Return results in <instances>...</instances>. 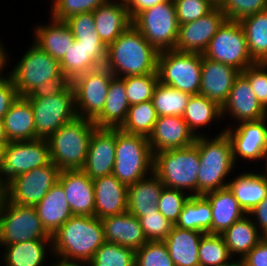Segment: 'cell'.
<instances>
[{
  "mask_svg": "<svg viewBox=\"0 0 267 266\" xmlns=\"http://www.w3.org/2000/svg\"><path fill=\"white\" fill-rule=\"evenodd\" d=\"M159 52L130 25L107 47L104 66L115 77L137 76L157 73Z\"/></svg>",
  "mask_w": 267,
  "mask_h": 266,
  "instance_id": "obj_1",
  "label": "cell"
},
{
  "mask_svg": "<svg viewBox=\"0 0 267 266\" xmlns=\"http://www.w3.org/2000/svg\"><path fill=\"white\" fill-rule=\"evenodd\" d=\"M104 242L101 219L73 215L52 235V256L89 262Z\"/></svg>",
  "mask_w": 267,
  "mask_h": 266,
  "instance_id": "obj_2",
  "label": "cell"
},
{
  "mask_svg": "<svg viewBox=\"0 0 267 266\" xmlns=\"http://www.w3.org/2000/svg\"><path fill=\"white\" fill-rule=\"evenodd\" d=\"M221 131V132H220ZM215 136L200 135L196 137L200 166L198 177V195L228 186L227 177L235 172L232 144L230 138L221 128ZM233 171V172H232Z\"/></svg>",
  "mask_w": 267,
  "mask_h": 266,
  "instance_id": "obj_3",
  "label": "cell"
},
{
  "mask_svg": "<svg viewBox=\"0 0 267 266\" xmlns=\"http://www.w3.org/2000/svg\"><path fill=\"white\" fill-rule=\"evenodd\" d=\"M96 128L91 119L80 117L62 125L47 139L51 162L60 171L82 170L87 158L89 141Z\"/></svg>",
  "mask_w": 267,
  "mask_h": 266,
  "instance_id": "obj_4",
  "label": "cell"
},
{
  "mask_svg": "<svg viewBox=\"0 0 267 266\" xmlns=\"http://www.w3.org/2000/svg\"><path fill=\"white\" fill-rule=\"evenodd\" d=\"M200 159L196 144L154 154L153 172L164 187L198 195Z\"/></svg>",
  "mask_w": 267,
  "mask_h": 266,
  "instance_id": "obj_5",
  "label": "cell"
},
{
  "mask_svg": "<svg viewBox=\"0 0 267 266\" xmlns=\"http://www.w3.org/2000/svg\"><path fill=\"white\" fill-rule=\"evenodd\" d=\"M154 155L147 137L116 129L112 174L127 187L153 172Z\"/></svg>",
  "mask_w": 267,
  "mask_h": 266,
  "instance_id": "obj_6",
  "label": "cell"
},
{
  "mask_svg": "<svg viewBox=\"0 0 267 266\" xmlns=\"http://www.w3.org/2000/svg\"><path fill=\"white\" fill-rule=\"evenodd\" d=\"M52 236L42 226L35 206H23L8 201L0 193V248L28 240Z\"/></svg>",
  "mask_w": 267,
  "mask_h": 266,
  "instance_id": "obj_7",
  "label": "cell"
},
{
  "mask_svg": "<svg viewBox=\"0 0 267 266\" xmlns=\"http://www.w3.org/2000/svg\"><path fill=\"white\" fill-rule=\"evenodd\" d=\"M202 54L168 50L159 52V82L190 95H198L201 84Z\"/></svg>",
  "mask_w": 267,
  "mask_h": 266,
  "instance_id": "obj_8",
  "label": "cell"
},
{
  "mask_svg": "<svg viewBox=\"0 0 267 266\" xmlns=\"http://www.w3.org/2000/svg\"><path fill=\"white\" fill-rule=\"evenodd\" d=\"M132 25L158 52L175 48L179 24L173 0L142 10L132 19Z\"/></svg>",
  "mask_w": 267,
  "mask_h": 266,
  "instance_id": "obj_9",
  "label": "cell"
},
{
  "mask_svg": "<svg viewBox=\"0 0 267 266\" xmlns=\"http://www.w3.org/2000/svg\"><path fill=\"white\" fill-rule=\"evenodd\" d=\"M6 74L14 82L19 96H28L35 88L61 74L60 63L34 42Z\"/></svg>",
  "mask_w": 267,
  "mask_h": 266,
  "instance_id": "obj_10",
  "label": "cell"
},
{
  "mask_svg": "<svg viewBox=\"0 0 267 266\" xmlns=\"http://www.w3.org/2000/svg\"><path fill=\"white\" fill-rule=\"evenodd\" d=\"M202 55L240 72L256 63L249 54L244 30L236 20L226 19L222 23Z\"/></svg>",
  "mask_w": 267,
  "mask_h": 266,
  "instance_id": "obj_11",
  "label": "cell"
},
{
  "mask_svg": "<svg viewBox=\"0 0 267 266\" xmlns=\"http://www.w3.org/2000/svg\"><path fill=\"white\" fill-rule=\"evenodd\" d=\"M35 123V139H48L62 125L76 119L75 95L70 84L62 93L46 98H27Z\"/></svg>",
  "mask_w": 267,
  "mask_h": 266,
  "instance_id": "obj_12",
  "label": "cell"
},
{
  "mask_svg": "<svg viewBox=\"0 0 267 266\" xmlns=\"http://www.w3.org/2000/svg\"><path fill=\"white\" fill-rule=\"evenodd\" d=\"M50 162L46 139L8 142L0 168V190L16 176L43 167Z\"/></svg>",
  "mask_w": 267,
  "mask_h": 266,
  "instance_id": "obj_13",
  "label": "cell"
},
{
  "mask_svg": "<svg viewBox=\"0 0 267 266\" xmlns=\"http://www.w3.org/2000/svg\"><path fill=\"white\" fill-rule=\"evenodd\" d=\"M60 170L53 163L35 168L10 180L1 194L13 203L36 206L51 187L58 182Z\"/></svg>",
  "mask_w": 267,
  "mask_h": 266,
  "instance_id": "obj_14",
  "label": "cell"
},
{
  "mask_svg": "<svg viewBox=\"0 0 267 266\" xmlns=\"http://www.w3.org/2000/svg\"><path fill=\"white\" fill-rule=\"evenodd\" d=\"M113 77L114 75L103 66L87 71L71 81L78 117L93 120L102 111Z\"/></svg>",
  "mask_w": 267,
  "mask_h": 266,
  "instance_id": "obj_15",
  "label": "cell"
},
{
  "mask_svg": "<svg viewBox=\"0 0 267 266\" xmlns=\"http://www.w3.org/2000/svg\"><path fill=\"white\" fill-rule=\"evenodd\" d=\"M237 125V126H236ZM226 125L225 132L232 144L233 160L261 161L267 159V117L257 121H244ZM240 158V159H239ZM239 160V161H238Z\"/></svg>",
  "mask_w": 267,
  "mask_h": 266,
  "instance_id": "obj_16",
  "label": "cell"
},
{
  "mask_svg": "<svg viewBox=\"0 0 267 266\" xmlns=\"http://www.w3.org/2000/svg\"><path fill=\"white\" fill-rule=\"evenodd\" d=\"M72 46L59 61L61 73L70 81L87 71L103 67L107 47L99 35L74 37Z\"/></svg>",
  "mask_w": 267,
  "mask_h": 266,
  "instance_id": "obj_17",
  "label": "cell"
},
{
  "mask_svg": "<svg viewBox=\"0 0 267 266\" xmlns=\"http://www.w3.org/2000/svg\"><path fill=\"white\" fill-rule=\"evenodd\" d=\"M225 20L226 16L223 11L219 7H215L207 15L197 20L179 24L174 50L202 54Z\"/></svg>",
  "mask_w": 267,
  "mask_h": 266,
  "instance_id": "obj_18",
  "label": "cell"
},
{
  "mask_svg": "<svg viewBox=\"0 0 267 266\" xmlns=\"http://www.w3.org/2000/svg\"><path fill=\"white\" fill-rule=\"evenodd\" d=\"M222 119L229 116L235 125L244 121H257L267 117V110L257 100L248 79L240 72L233 83L225 104L221 107ZM236 122V123H235Z\"/></svg>",
  "mask_w": 267,
  "mask_h": 266,
  "instance_id": "obj_19",
  "label": "cell"
},
{
  "mask_svg": "<svg viewBox=\"0 0 267 266\" xmlns=\"http://www.w3.org/2000/svg\"><path fill=\"white\" fill-rule=\"evenodd\" d=\"M116 129L96 128L90 138L82 171L90 178L111 175L115 163Z\"/></svg>",
  "mask_w": 267,
  "mask_h": 266,
  "instance_id": "obj_20",
  "label": "cell"
},
{
  "mask_svg": "<svg viewBox=\"0 0 267 266\" xmlns=\"http://www.w3.org/2000/svg\"><path fill=\"white\" fill-rule=\"evenodd\" d=\"M58 182L62 185L73 215L95 216L93 179L82 170L60 171Z\"/></svg>",
  "mask_w": 267,
  "mask_h": 266,
  "instance_id": "obj_21",
  "label": "cell"
},
{
  "mask_svg": "<svg viewBox=\"0 0 267 266\" xmlns=\"http://www.w3.org/2000/svg\"><path fill=\"white\" fill-rule=\"evenodd\" d=\"M240 74L236 68L205 58L202 55L201 84L199 94L222 107Z\"/></svg>",
  "mask_w": 267,
  "mask_h": 266,
  "instance_id": "obj_22",
  "label": "cell"
},
{
  "mask_svg": "<svg viewBox=\"0 0 267 266\" xmlns=\"http://www.w3.org/2000/svg\"><path fill=\"white\" fill-rule=\"evenodd\" d=\"M195 140L196 136L181 116H159L153 132L148 137L153 155L165 150L190 146Z\"/></svg>",
  "mask_w": 267,
  "mask_h": 266,
  "instance_id": "obj_23",
  "label": "cell"
},
{
  "mask_svg": "<svg viewBox=\"0 0 267 266\" xmlns=\"http://www.w3.org/2000/svg\"><path fill=\"white\" fill-rule=\"evenodd\" d=\"M93 16L95 30L106 47L132 24L125 0H109L95 9Z\"/></svg>",
  "mask_w": 267,
  "mask_h": 266,
  "instance_id": "obj_24",
  "label": "cell"
},
{
  "mask_svg": "<svg viewBox=\"0 0 267 266\" xmlns=\"http://www.w3.org/2000/svg\"><path fill=\"white\" fill-rule=\"evenodd\" d=\"M95 217L107 216L127 211V189L113 174L93 179Z\"/></svg>",
  "mask_w": 267,
  "mask_h": 266,
  "instance_id": "obj_25",
  "label": "cell"
},
{
  "mask_svg": "<svg viewBox=\"0 0 267 266\" xmlns=\"http://www.w3.org/2000/svg\"><path fill=\"white\" fill-rule=\"evenodd\" d=\"M101 221L106 242L129 247L134 251L147 242L139 219L128 211L104 217Z\"/></svg>",
  "mask_w": 267,
  "mask_h": 266,
  "instance_id": "obj_26",
  "label": "cell"
},
{
  "mask_svg": "<svg viewBox=\"0 0 267 266\" xmlns=\"http://www.w3.org/2000/svg\"><path fill=\"white\" fill-rule=\"evenodd\" d=\"M47 25L38 24L32 33L33 42L54 59L60 61L72 46L75 38L65 21L50 18Z\"/></svg>",
  "mask_w": 267,
  "mask_h": 266,
  "instance_id": "obj_27",
  "label": "cell"
},
{
  "mask_svg": "<svg viewBox=\"0 0 267 266\" xmlns=\"http://www.w3.org/2000/svg\"><path fill=\"white\" fill-rule=\"evenodd\" d=\"M212 208L211 234H222L247 213L227 187L204 195Z\"/></svg>",
  "mask_w": 267,
  "mask_h": 266,
  "instance_id": "obj_28",
  "label": "cell"
},
{
  "mask_svg": "<svg viewBox=\"0 0 267 266\" xmlns=\"http://www.w3.org/2000/svg\"><path fill=\"white\" fill-rule=\"evenodd\" d=\"M2 247L4 253L1 254V264L4 266H45L46 258L49 257L47 254L53 255L52 238L28 240Z\"/></svg>",
  "mask_w": 267,
  "mask_h": 266,
  "instance_id": "obj_29",
  "label": "cell"
},
{
  "mask_svg": "<svg viewBox=\"0 0 267 266\" xmlns=\"http://www.w3.org/2000/svg\"><path fill=\"white\" fill-rule=\"evenodd\" d=\"M129 107L124 80L114 76L108 87L104 107L92 121L97 128L119 129L126 119Z\"/></svg>",
  "mask_w": 267,
  "mask_h": 266,
  "instance_id": "obj_30",
  "label": "cell"
},
{
  "mask_svg": "<svg viewBox=\"0 0 267 266\" xmlns=\"http://www.w3.org/2000/svg\"><path fill=\"white\" fill-rule=\"evenodd\" d=\"M35 209L42 226L51 236L73 216L64 189L59 182L51 187Z\"/></svg>",
  "mask_w": 267,
  "mask_h": 266,
  "instance_id": "obj_31",
  "label": "cell"
},
{
  "mask_svg": "<svg viewBox=\"0 0 267 266\" xmlns=\"http://www.w3.org/2000/svg\"><path fill=\"white\" fill-rule=\"evenodd\" d=\"M260 172H242L228 183V188L247 214L267 196V174L264 170Z\"/></svg>",
  "mask_w": 267,
  "mask_h": 266,
  "instance_id": "obj_32",
  "label": "cell"
},
{
  "mask_svg": "<svg viewBox=\"0 0 267 266\" xmlns=\"http://www.w3.org/2000/svg\"><path fill=\"white\" fill-rule=\"evenodd\" d=\"M2 121L8 142L35 139L32 105L26 97L18 96Z\"/></svg>",
  "mask_w": 267,
  "mask_h": 266,
  "instance_id": "obj_33",
  "label": "cell"
},
{
  "mask_svg": "<svg viewBox=\"0 0 267 266\" xmlns=\"http://www.w3.org/2000/svg\"><path fill=\"white\" fill-rule=\"evenodd\" d=\"M203 234L173 226L164 243L175 266H200L198 250Z\"/></svg>",
  "mask_w": 267,
  "mask_h": 266,
  "instance_id": "obj_34",
  "label": "cell"
},
{
  "mask_svg": "<svg viewBox=\"0 0 267 266\" xmlns=\"http://www.w3.org/2000/svg\"><path fill=\"white\" fill-rule=\"evenodd\" d=\"M163 187L154 172L128 186L127 211L137 218L144 216V212L154 211Z\"/></svg>",
  "mask_w": 267,
  "mask_h": 266,
  "instance_id": "obj_35",
  "label": "cell"
},
{
  "mask_svg": "<svg viewBox=\"0 0 267 266\" xmlns=\"http://www.w3.org/2000/svg\"><path fill=\"white\" fill-rule=\"evenodd\" d=\"M221 235L233 258L236 255L237 258H243L264 238L248 214L236 221Z\"/></svg>",
  "mask_w": 267,
  "mask_h": 266,
  "instance_id": "obj_36",
  "label": "cell"
},
{
  "mask_svg": "<svg viewBox=\"0 0 267 266\" xmlns=\"http://www.w3.org/2000/svg\"><path fill=\"white\" fill-rule=\"evenodd\" d=\"M182 118L197 137L204 135V132L200 133L198 130L210 126L213 121L220 122L222 111L215 101L200 94L191 95Z\"/></svg>",
  "mask_w": 267,
  "mask_h": 266,
  "instance_id": "obj_37",
  "label": "cell"
},
{
  "mask_svg": "<svg viewBox=\"0 0 267 266\" xmlns=\"http://www.w3.org/2000/svg\"><path fill=\"white\" fill-rule=\"evenodd\" d=\"M212 208L204 195L190 196L174 226L211 234Z\"/></svg>",
  "mask_w": 267,
  "mask_h": 266,
  "instance_id": "obj_38",
  "label": "cell"
},
{
  "mask_svg": "<svg viewBox=\"0 0 267 266\" xmlns=\"http://www.w3.org/2000/svg\"><path fill=\"white\" fill-rule=\"evenodd\" d=\"M239 22L252 59L259 63L267 61V10L243 17Z\"/></svg>",
  "mask_w": 267,
  "mask_h": 266,
  "instance_id": "obj_39",
  "label": "cell"
},
{
  "mask_svg": "<svg viewBox=\"0 0 267 266\" xmlns=\"http://www.w3.org/2000/svg\"><path fill=\"white\" fill-rule=\"evenodd\" d=\"M191 95L174 87L158 82L152 103L157 116H183Z\"/></svg>",
  "mask_w": 267,
  "mask_h": 266,
  "instance_id": "obj_40",
  "label": "cell"
},
{
  "mask_svg": "<svg viewBox=\"0 0 267 266\" xmlns=\"http://www.w3.org/2000/svg\"><path fill=\"white\" fill-rule=\"evenodd\" d=\"M157 118L152 100L135 104L129 107L126 119L119 129L148 138L153 132Z\"/></svg>",
  "mask_w": 267,
  "mask_h": 266,
  "instance_id": "obj_41",
  "label": "cell"
},
{
  "mask_svg": "<svg viewBox=\"0 0 267 266\" xmlns=\"http://www.w3.org/2000/svg\"><path fill=\"white\" fill-rule=\"evenodd\" d=\"M198 256L200 266H222L233 258L222 235L210 233L202 235Z\"/></svg>",
  "mask_w": 267,
  "mask_h": 266,
  "instance_id": "obj_42",
  "label": "cell"
},
{
  "mask_svg": "<svg viewBox=\"0 0 267 266\" xmlns=\"http://www.w3.org/2000/svg\"><path fill=\"white\" fill-rule=\"evenodd\" d=\"M135 251L129 247L104 242L89 261L90 266H135Z\"/></svg>",
  "mask_w": 267,
  "mask_h": 266,
  "instance_id": "obj_43",
  "label": "cell"
},
{
  "mask_svg": "<svg viewBox=\"0 0 267 266\" xmlns=\"http://www.w3.org/2000/svg\"><path fill=\"white\" fill-rule=\"evenodd\" d=\"M130 106L152 100L158 73L122 77Z\"/></svg>",
  "mask_w": 267,
  "mask_h": 266,
  "instance_id": "obj_44",
  "label": "cell"
},
{
  "mask_svg": "<svg viewBox=\"0 0 267 266\" xmlns=\"http://www.w3.org/2000/svg\"><path fill=\"white\" fill-rule=\"evenodd\" d=\"M135 266H175L164 241H147L135 251Z\"/></svg>",
  "mask_w": 267,
  "mask_h": 266,
  "instance_id": "obj_45",
  "label": "cell"
},
{
  "mask_svg": "<svg viewBox=\"0 0 267 266\" xmlns=\"http://www.w3.org/2000/svg\"><path fill=\"white\" fill-rule=\"evenodd\" d=\"M109 0H52L50 17L65 21L69 17L93 12L100 5L105 4Z\"/></svg>",
  "mask_w": 267,
  "mask_h": 266,
  "instance_id": "obj_46",
  "label": "cell"
},
{
  "mask_svg": "<svg viewBox=\"0 0 267 266\" xmlns=\"http://www.w3.org/2000/svg\"><path fill=\"white\" fill-rule=\"evenodd\" d=\"M189 197L190 195L185 191L163 187L157 205L158 210L167 220L175 225Z\"/></svg>",
  "mask_w": 267,
  "mask_h": 266,
  "instance_id": "obj_47",
  "label": "cell"
},
{
  "mask_svg": "<svg viewBox=\"0 0 267 266\" xmlns=\"http://www.w3.org/2000/svg\"><path fill=\"white\" fill-rule=\"evenodd\" d=\"M147 241H164L171 232L174 224L167 220L158 210L144 212L138 217Z\"/></svg>",
  "mask_w": 267,
  "mask_h": 266,
  "instance_id": "obj_48",
  "label": "cell"
},
{
  "mask_svg": "<svg viewBox=\"0 0 267 266\" xmlns=\"http://www.w3.org/2000/svg\"><path fill=\"white\" fill-rule=\"evenodd\" d=\"M228 20L241 18L267 10V0H224L219 6Z\"/></svg>",
  "mask_w": 267,
  "mask_h": 266,
  "instance_id": "obj_49",
  "label": "cell"
},
{
  "mask_svg": "<svg viewBox=\"0 0 267 266\" xmlns=\"http://www.w3.org/2000/svg\"><path fill=\"white\" fill-rule=\"evenodd\" d=\"M173 2L178 24L197 20L215 8L209 0H173Z\"/></svg>",
  "mask_w": 267,
  "mask_h": 266,
  "instance_id": "obj_50",
  "label": "cell"
},
{
  "mask_svg": "<svg viewBox=\"0 0 267 266\" xmlns=\"http://www.w3.org/2000/svg\"><path fill=\"white\" fill-rule=\"evenodd\" d=\"M241 73L248 79L257 100L267 110V67L256 62Z\"/></svg>",
  "mask_w": 267,
  "mask_h": 266,
  "instance_id": "obj_51",
  "label": "cell"
},
{
  "mask_svg": "<svg viewBox=\"0 0 267 266\" xmlns=\"http://www.w3.org/2000/svg\"><path fill=\"white\" fill-rule=\"evenodd\" d=\"M74 37L99 35L95 30L93 12L76 14L65 20Z\"/></svg>",
  "mask_w": 267,
  "mask_h": 266,
  "instance_id": "obj_52",
  "label": "cell"
},
{
  "mask_svg": "<svg viewBox=\"0 0 267 266\" xmlns=\"http://www.w3.org/2000/svg\"><path fill=\"white\" fill-rule=\"evenodd\" d=\"M70 84L71 81L61 73L57 78L48 80L35 88L26 98L50 97L62 93Z\"/></svg>",
  "mask_w": 267,
  "mask_h": 266,
  "instance_id": "obj_53",
  "label": "cell"
},
{
  "mask_svg": "<svg viewBox=\"0 0 267 266\" xmlns=\"http://www.w3.org/2000/svg\"><path fill=\"white\" fill-rule=\"evenodd\" d=\"M18 96L11 78L7 74L2 76L0 78V120H3V117Z\"/></svg>",
  "mask_w": 267,
  "mask_h": 266,
  "instance_id": "obj_54",
  "label": "cell"
},
{
  "mask_svg": "<svg viewBox=\"0 0 267 266\" xmlns=\"http://www.w3.org/2000/svg\"><path fill=\"white\" fill-rule=\"evenodd\" d=\"M242 259L245 266H267V237H264Z\"/></svg>",
  "mask_w": 267,
  "mask_h": 266,
  "instance_id": "obj_55",
  "label": "cell"
},
{
  "mask_svg": "<svg viewBox=\"0 0 267 266\" xmlns=\"http://www.w3.org/2000/svg\"><path fill=\"white\" fill-rule=\"evenodd\" d=\"M258 231L267 237V196L248 213Z\"/></svg>",
  "mask_w": 267,
  "mask_h": 266,
  "instance_id": "obj_56",
  "label": "cell"
},
{
  "mask_svg": "<svg viewBox=\"0 0 267 266\" xmlns=\"http://www.w3.org/2000/svg\"><path fill=\"white\" fill-rule=\"evenodd\" d=\"M169 0H125L126 7L131 19H133L142 10L151 8L156 4Z\"/></svg>",
  "mask_w": 267,
  "mask_h": 266,
  "instance_id": "obj_57",
  "label": "cell"
},
{
  "mask_svg": "<svg viewBox=\"0 0 267 266\" xmlns=\"http://www.w3.org/2000/svg\"><path fill=\"white\" fill-rule=\"evenodd\" d=\"M55 263L51 262L50 266H90L89 262L86 261H76V260H65L59 257H54Z\"/></svg>",
  "mask_w": 267,
  "mask_h": 266,
  "instance_id": "obj_58",
  "label": "cell"
},
{
  "mask_svg": "<svg viewBox=\"0 0 267 266\" xmlns=\"http://www.w3.org/2000/svg\"><path fill=\"white\" fill-rule=\"evenodd\" d=\"M2 41H0V78L4 75L2 72H5L4 69L9 62L8 59L10 55H8V51L5 49L4 45H2ZM6 50V51H5ZM8 58V59H7Z\"/></svg>",
  "mask_w": 267,
  "mask_h": 266,
  "instance_id": "obj_59",
  "label": "cell"
},
{
  "mask_svg": "<svg viewBox=\"0 0 267 266\" xmlns=\"http://www.w3.org/2000/svg\"><path fill=\"white\" fill-rule=\"evenodd\" d=\"M222 266H245V263L242 258H232L228 263L223 264Z\"/></svg>",
  "mask_w": 267,
  "mask_h": 266,
  "instance_id": "obj_60",
  "label": "cell"
},
{
  "mask_svg": "<svg viewBox=\"0 0 267 266\" xmlns=\"http://www.w3.org/2000/svg\"><path fill=\"white\" fill-rule=\"evenodd\" d=\"M8 143V141H0V168L2 165V161H3V156H4V150L6 147V144Z\"/></svg>",
  "mask_w": 267,
  "mask_h": 266,
  "instance_id": "obj_61",
  "label": "cell"
},
{
  "mask_svg": "<svg viewBox=\"0 0 267 266\" xmlns=\"http://www.w3.org/2000/svg\"><path fill=\"white\" fill-rule=\"evenodd\" d=\"M0 141H8L4 132V126L2 120H0Z\"/></svg>",
  "mask_w": 267,
  "mask_h": 266,
  "instance_id": "obj_62",
  "label": "cell"
},
{
  "mask_svg": "<svg viewBox=\"0 0 267 266\" xmlns=\"http://www.w3.org/2000/svg\"><path fill=\"white\" fill-rule=\"evenodd\" d=\"M215 7H219L224 0H209Z\"/></svg>",
  "mask_w": 267,
  "mask_h": 266,
  "instance_id": "obj_63",
  "label": "cell"
},
{
  "mask_svg": "<svg viewBox=\"0 0 267 266\" xmlns=\"http://www.w3.org/2000/svg\"><path fill=\"white\" fill-rule=\"evenodd\" d=\"M264 163H265V164H263L264 165V171L267 174V159H266V162H264Z\"/></svg>",
  "mask_w": 267,
  "mask_h": 266,
  "instance_id": "obj_64",
  "label": "cell"
},
{
  "mask_svg": "<svg viewBox=\"0 0 267 266\" xmlns=\"http://www.w3.org/2000/svg\"><path fill=\"white\" fill-rule=\"evenodd\" d=\"M267 67V61L262 62Z\"/></svg>",
  "mask_w": 267,
  "mask_h": 266,
  "instance_id": "obj_65",
  "label": "cell"
}]
</instances>
